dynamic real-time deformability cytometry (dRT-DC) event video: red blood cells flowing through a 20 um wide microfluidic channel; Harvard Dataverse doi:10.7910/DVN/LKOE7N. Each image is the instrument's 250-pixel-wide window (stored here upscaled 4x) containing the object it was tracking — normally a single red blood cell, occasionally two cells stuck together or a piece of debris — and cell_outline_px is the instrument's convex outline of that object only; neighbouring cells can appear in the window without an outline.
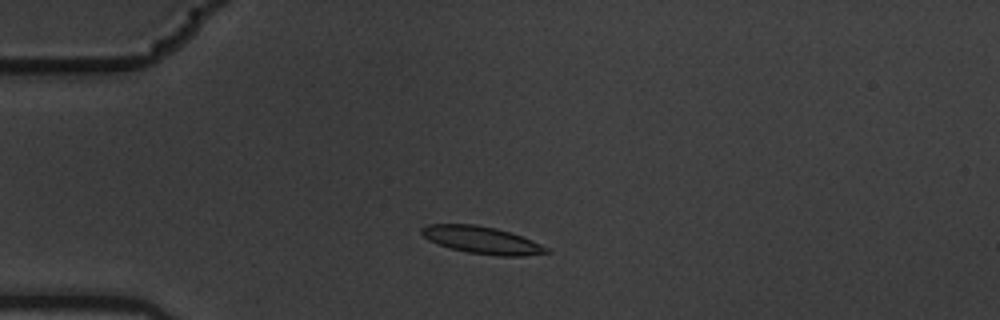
{"species": "common noctule bat (a hibernating species)", "species_latin": "Nyctalus noctula", "temperature_condition": "warm", "stored_images_in_passage": 3, "camera_frame_rate_fps": 3000, "um_per_image_px": 0.085, "animal": {"sex": "male", "body_mass_g": 19.5, "forearm_length_mm": 54.6}, "frame": {"image": 1, "passage_image": 3, "time_ms": 0.667, "image_size_px": [1000, 320], "cell_outline_px": [[552, 252], [524, 256], [500, 256], [468, 252], [452, 248], [428, 240], [420, 232], [420, 228], [428, 224], [476, 224], [496, 228], [512, 232], [532, 240], [548, 248]], "centroid_in_image_um": [40.99, 20.4], "position_along_channel_um": 44.0, "area_um2": 19.83}}